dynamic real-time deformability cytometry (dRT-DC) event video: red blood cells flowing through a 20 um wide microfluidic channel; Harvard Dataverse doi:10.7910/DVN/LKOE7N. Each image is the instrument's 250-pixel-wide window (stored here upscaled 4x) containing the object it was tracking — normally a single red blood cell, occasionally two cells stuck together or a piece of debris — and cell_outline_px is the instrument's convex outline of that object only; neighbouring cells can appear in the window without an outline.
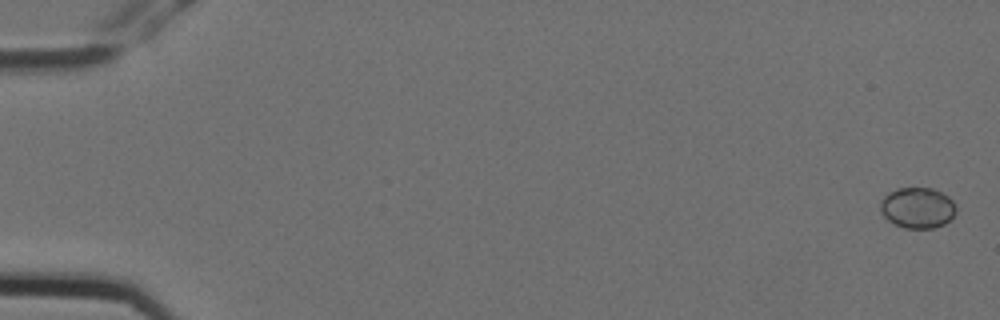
{"species": "Egyptian fruit bat (a non-hibernating species)", "species_latin": "Rousettus aegyptiacus", "temperature_condition": "cold", "stored_images_in_passage": 3, "camera_frame_rate_fps": 3000, "um_per_image_px": 0.085, "animal": {"sex": "female"}, "frame": {"image": 1, "passage_image": 1, "time_ms": 0.0, "image_size_px": [1000, 320], "cell_outline_px": [[956, 212], [944, 224], [932, 228], [904, 228], [888, 220], [880, 212], [880, 200], [888, 192], [896, 188], [932, 188], [948, 196], [952, 200], [956, 208]], "centroid_in_image_um": [77.96, 17.65], "position_along_channel_um": 7.0, "area_um2": 17.98}}